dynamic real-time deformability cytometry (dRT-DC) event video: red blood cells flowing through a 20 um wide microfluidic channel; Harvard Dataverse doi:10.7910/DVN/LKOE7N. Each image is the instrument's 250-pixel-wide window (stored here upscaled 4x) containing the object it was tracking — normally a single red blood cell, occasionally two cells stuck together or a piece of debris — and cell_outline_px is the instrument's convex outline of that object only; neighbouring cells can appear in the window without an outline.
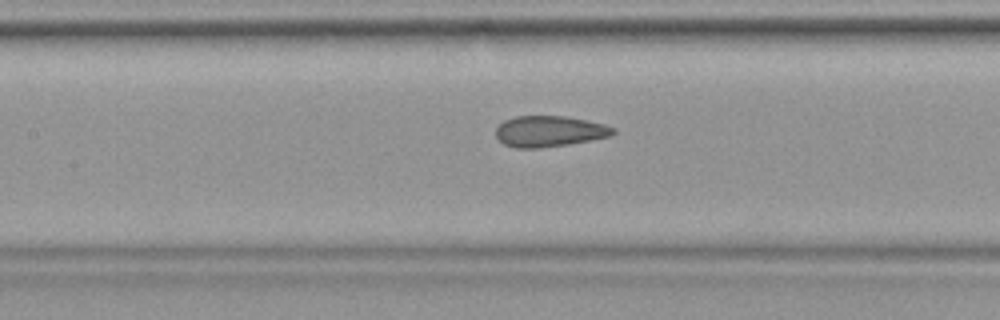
{"species": "common noctule bat (a hibernating species)", "species_latin": "Nyctalus noctula", "temperature_condition": "warm", "stored_images_in_passage": 40, "camera_frame_rate_fps": 3000, "um_per_image_px": 0.085, "animal": {"sex": "female", "body_mass_g": 19.9}, "frame": {"image": 1, "passage_image": 18, "time_ms": 5.667, "image_size_px": [1000, 320], "cell_outline_px": [[616, 132], [612, 136], [592, 140], [568, 144], [540, 148], [516, 148], [504, 144], [496, 136], [496, 128], [504, 120], [516, 116], [564, 116], [604, 124], [616, 128]], "centroid_in_image_um": [46.71, 11.16], "position_along_channel_um": 160.7, "area_um2": 21.15}}